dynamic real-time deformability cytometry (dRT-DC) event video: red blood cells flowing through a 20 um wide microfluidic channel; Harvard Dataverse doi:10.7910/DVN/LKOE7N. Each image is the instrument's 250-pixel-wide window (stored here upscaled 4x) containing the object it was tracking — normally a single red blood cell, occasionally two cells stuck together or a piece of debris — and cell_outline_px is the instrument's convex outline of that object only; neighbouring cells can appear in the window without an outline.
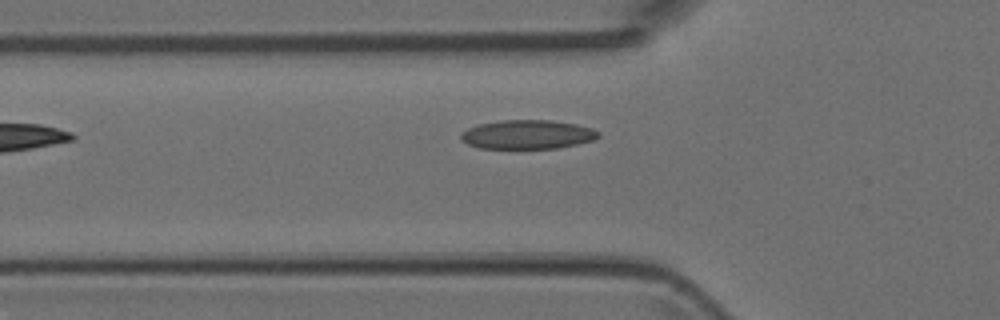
{"species": "Egyptian fruit bat (a non-hibernating species)", "species_latin": "Rousettus aegyptiacus", "temperature_condition": "room temperature", "stored_images_in_passage": 4, "camera_frame_rate_fps": 3000, "um_per_image_px": 0.085, "animal": {"sex": "female"}, "frame": {"image": 1, "passage_image": 4, "time_ms": 1.0, "image_size_px": [1000, 320], "cell_outline_px": [[600, 136], [592, 140], [576, 144], [556, 148], [480, 148], [468, 144], [460, 140], [460, 136], [468, 128], [480, 124], [500, 120], [552, 120], [576, 124], [592, 128], [600, 132]], "centroid_in_image_um": [44.84, 11.42], "position_along_channel_um": 81.0, "area_um2": 23.12}}